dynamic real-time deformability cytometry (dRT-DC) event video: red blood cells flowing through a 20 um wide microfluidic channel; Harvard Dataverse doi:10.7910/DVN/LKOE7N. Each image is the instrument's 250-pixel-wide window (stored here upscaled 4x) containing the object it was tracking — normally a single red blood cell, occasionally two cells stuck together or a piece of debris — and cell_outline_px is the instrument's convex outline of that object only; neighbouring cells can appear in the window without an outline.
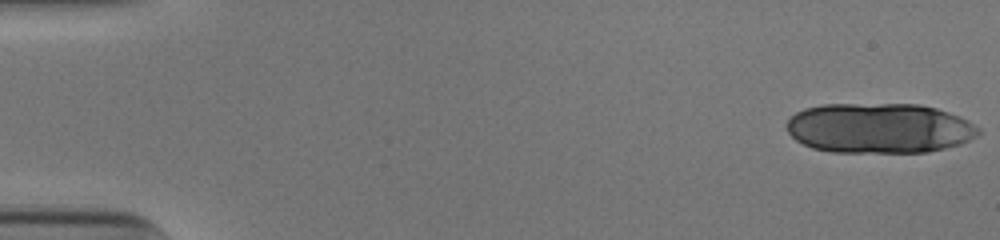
{"species": "human", "species_latin": "Homo sapiens", "temperature_condition": "cold", "stored_images_in_passage": 17, "camera_frame_rate_fps": 3000, "um_per_image_px": 0.085, "donor": {"sex": "male"}, "frame": {"image": 1, "passage_image": 1, "time_ms": 0.0, "image_size_px": [1000, 240], "cell_outline_px": [[984, 132], [960, 144], [928, 152], [832, 152], [812, 148], [796, 140], [788, 132], [784, 124], [796, 112], [804, 108], [820, 104], [920, 104], [936, 108], [960, 116], [968, 120], [980, 128]], "centroid_in_image_um": [74.74, 10.89], "position_along_channel_um": 10.3, "area_um2": 56.47}}